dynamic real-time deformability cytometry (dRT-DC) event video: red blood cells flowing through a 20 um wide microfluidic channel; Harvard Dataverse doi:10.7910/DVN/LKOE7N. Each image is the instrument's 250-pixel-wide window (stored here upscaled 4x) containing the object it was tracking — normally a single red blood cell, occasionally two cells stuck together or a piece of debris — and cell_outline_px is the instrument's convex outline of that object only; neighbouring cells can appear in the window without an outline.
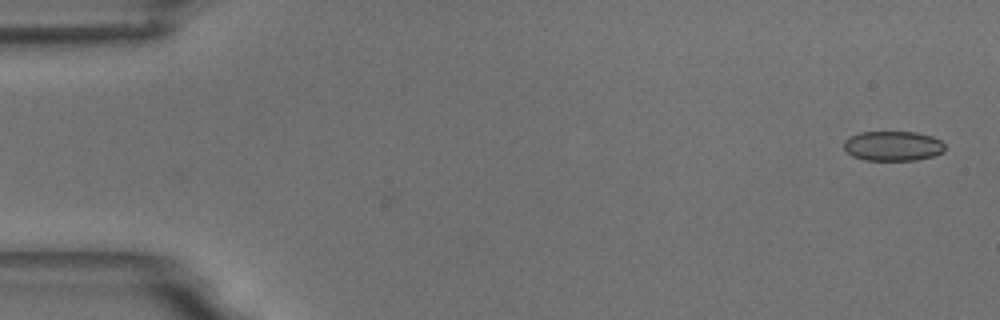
{"species": "common noctule bat (a hibernating species)", "species_latin": "Nyctalus noctula", "temperature_condition": "room temperature", "stored_images_in_passage": 45, "camera_frame_rate_fps": 3000, "um_per_image_px": 0.085, "animal": {"sex": "male", "body_mass_g": 18.8}, "frame": {"image": 1, "passage_image": 1, "time_ms": 0.0, "image_size_px": [1000, 320], "cell_outline_px": [[944, 152], [932, 156], [916, 160], [864, 160], [852, 156], [844, 148], [844, 140], [848, 136], [860, 132], [916, 132], [932, 136], [940, 140], [944, 144]], "centroid_in_image_um": [75.88, 12.4], "position_along_channel_um": 9.1, "area_um2": 17.63}}
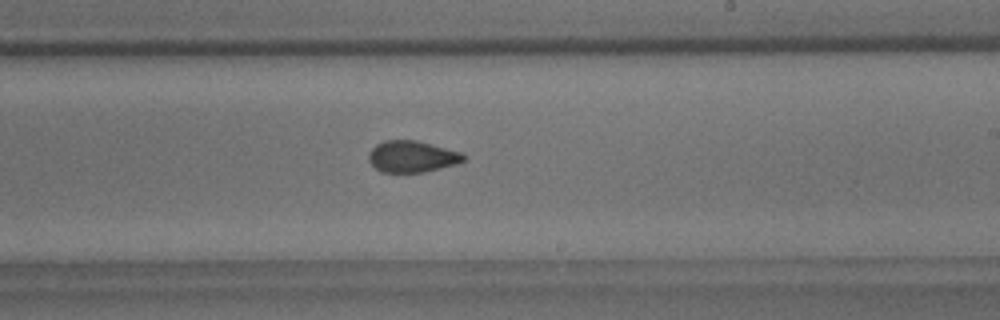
{"frame": {"image": 2, "passage_image": 32, "time_ms": 10.333, "image_size_px": [1000, 320], "cell_outline_px": [[468, 156], [464, 160], [456, 164], [424, 172], [380, 172], [368, 160], [368, 156], [372, 148], [376, 144], [384, 140], [416, 140], [464, 152]], "centroid_in_image_um": [35.06, 13.3], "position_along_channel_um": 253.9, "area_um2": 17.57}}
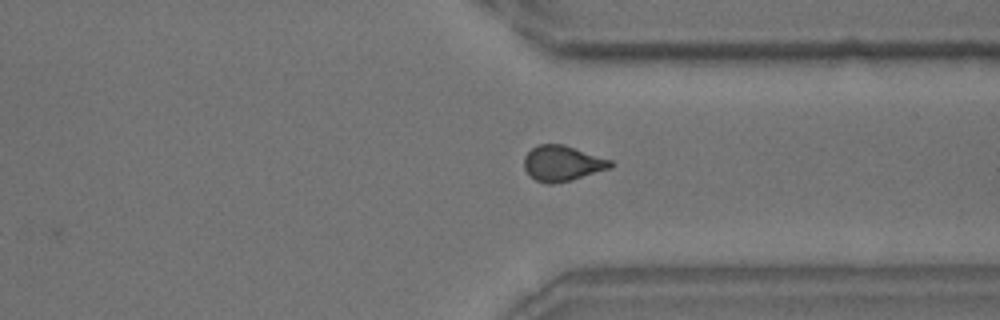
{"frame": {"image": 3, "passage_image": 41, "time_ms": 13.333, "image_size_px": [1000, 320], "cell_outline_px": [[616, 164], [612, 168], [572, 180], [552, 184], [548, 184], [536, 180], [528, 176], [524, 168], [524, 156], [532, 148], [540, 144], [564, 144], [612, 160]], "centroid_in_image_um": [47.82, 13.89], "position_along_channel_um": 363.6, "area_um2": 18.15}, "authors_computed_cell_mechanics": {"area_um2": 17.918, "velocity_mm_per_s": 3.6612, "shape_relaxation_time_tau1_ms": 8.0933, "shape_relaxation_time_tau2_ms": 1.3597, "deformation_change_tau1": 0.1255, "deformation_change_tau2": 0.058}}